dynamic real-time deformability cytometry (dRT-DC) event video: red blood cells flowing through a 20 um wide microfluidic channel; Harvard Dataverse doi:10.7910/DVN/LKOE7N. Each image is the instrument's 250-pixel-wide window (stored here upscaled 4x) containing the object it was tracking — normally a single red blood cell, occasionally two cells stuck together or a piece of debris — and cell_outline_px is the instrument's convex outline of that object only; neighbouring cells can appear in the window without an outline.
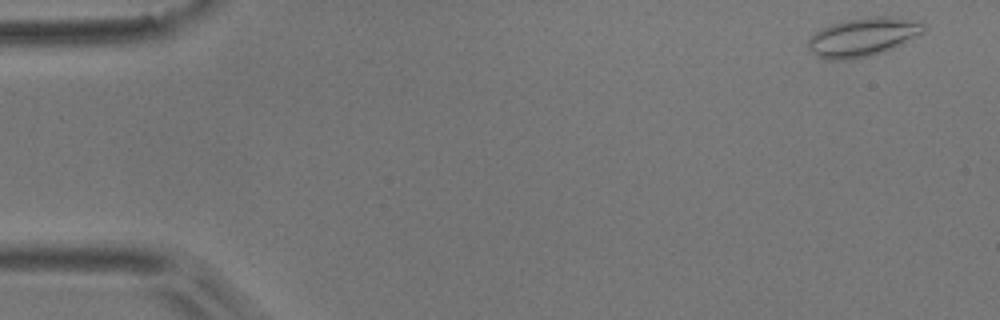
{"species": "common noctule bat (a hibernating species)", "species_latin": "Nyctalus noctula", "temperature_condition": "room temperature", "stored_images_in_passage": 7, "camera_frame_rate_fps": 3000, "um_per_image_px": 0.085, "animal": {"sex": "male", "body_mass_g": 17.9}, "frame": {"image": 1, "passage_image": 1, "time_ms": 0.0, "image_size_px": [1000, 320], "cell_outline_px": [[924, 32], [884, 52], [852, 60], [828, 60], [816, 56], [808, 48], [808, 40], [816, 32], [832, 24], [844, 20], [872, 16], [892, 16], [924, 24]], "centroid_in_image_um": [73.31, 3.16], "position_along_channel_um": 11.7, "area_um2": 25.72}}
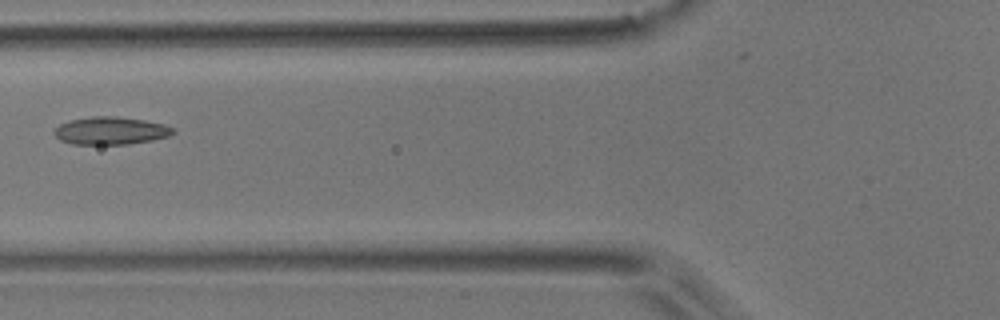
{"frame": {"image": 2, "passage_image": 6, "time_ms": 1.667, "image_size_px": [1000, 320], "cell_outline_px": [[176, 132], [168, 136], [152, 140], [128, 144], [72, 144], [60, 140], [52, 132], [60, 124], [72, 120], [92, 116], [116, 116], [144, 120], [164, 124], [172, 128]], "centroid_in_image_um": [9.4, 11.11], "position_along_channel_um": 116.4, "area_um2": 19.07}}
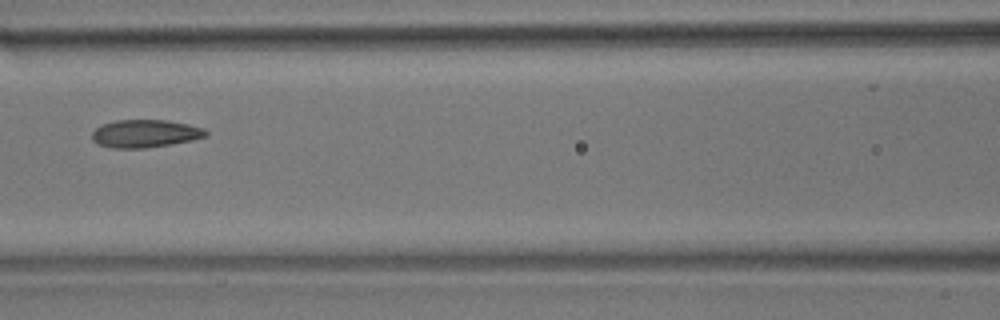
{"frame": {"image": 3, "passage_image": 7, "time_ms": 2.0, "image_size_px": [1000, 320], "cell_outline_px": [[208, 136], [192, 140], [144, 148], [112, 148], [100, 144], [92, 140], [92, 132], [96, 128], [104, 124], [116, 120], [164, 120], [188, 124], [204, 128], [208, 132]], "centroid_in_image_um": [12.35, 11.35], "position_along_channel_um": 154.2, "area_um2": 18.26}}